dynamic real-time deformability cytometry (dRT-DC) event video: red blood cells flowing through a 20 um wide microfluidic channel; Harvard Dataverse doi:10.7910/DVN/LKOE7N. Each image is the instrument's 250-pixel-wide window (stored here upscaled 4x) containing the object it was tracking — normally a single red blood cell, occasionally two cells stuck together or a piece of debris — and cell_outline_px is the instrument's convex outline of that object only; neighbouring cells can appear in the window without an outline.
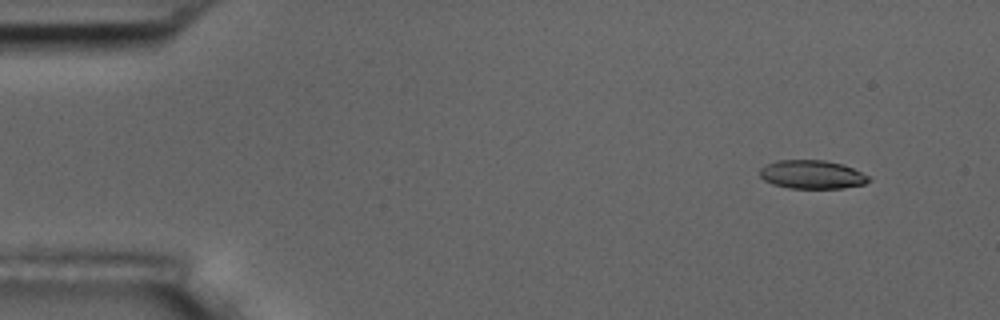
{"species": "common noctule bat (a hibernating species)", "species_latin": "Nyctalus noctula", "temperature_condition": "room temperature", "stored_images_in_passage": 14, "camera_frame_rate_fps": 3000, "um_per_image_px": 0.085, "animal": {"sex": "male", "body_mass_g": 17.5, "forearm_length_mm": 52.3}, "frame": {"image": 1, "passage_image": 5, "time_ms": 1.333, "image_size_px": [1000, 320], "cell_outline_px": [[872, 180], [864, 184], [840, 188], [788, 188], [772, 184], [764, 180], [760, 176], [760, 168], [768, 164], [780, 160], [824, 160], [840, 164], [852, 168], [868, 176]], "centroid_in_image_um": [69.0, 14.84], "position_along_channel_um": 16.0, "area_um2": 17.92}}